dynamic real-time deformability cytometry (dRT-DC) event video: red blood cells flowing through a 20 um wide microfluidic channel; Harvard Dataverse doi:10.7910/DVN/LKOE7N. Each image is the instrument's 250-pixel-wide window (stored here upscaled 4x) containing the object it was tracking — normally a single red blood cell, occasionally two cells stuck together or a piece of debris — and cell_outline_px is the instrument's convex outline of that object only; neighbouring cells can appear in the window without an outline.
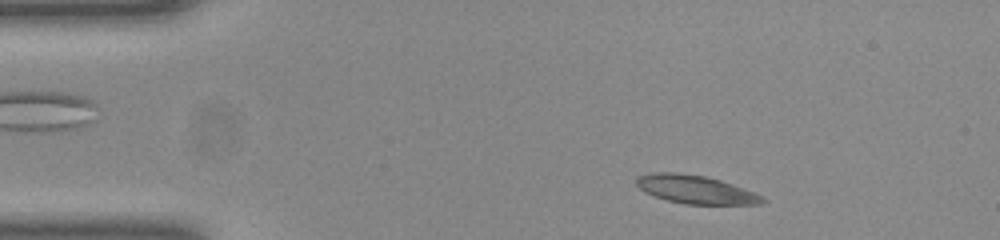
{"species": "common noctule bat (a hibernating species)", "species_latin": "Nyctalus noctula", "temperature_condition": "room temperature", "stored_images_in_passage": 47, "camera_frame_rate_fps": 3000, "um_per_image_px": 0.085, "animal": {"sex": "female", "body_mass_g": 23.0, "forearm_length_mm": 53.4}, "frame": {"image": 1, "passage_image": 4, "time_ms": 1.0, "image_size_px": [1000, 240], "cell_outline_px": [[768, 200], [760, 204], [684, 204], [668, 200], [644, 192], [636, 184], [636, 176], [652, 172], [676, 172], [704, 176], [720, 180], [732, 184], [764, 196]], "centroid_in_image_um": [59.12, 16.1], "position_along_channel_um": 25.9, "area_um2": 20.75}}
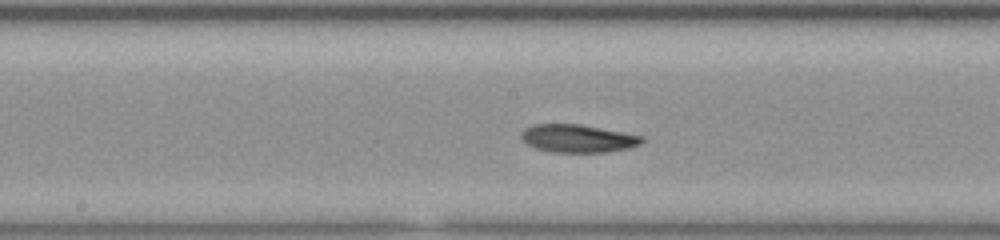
{"frame": {"image": 2, "passage_image": 22, "time_ms": 7.0, "image_size_px": [1000, 240], "cell_outline_px": [[644, 140], [640, 144], [628, 148], [608, 152], [552, 152], [536, 148], [528, 144], [520, 136], [520, 132], [524, 128], [532, 124], [580, 124], [644, 136]], "centroid_in_image_um": [49.1, 11.76], "position_along_channel_um": 199.1, "area_um2": 19.65}}
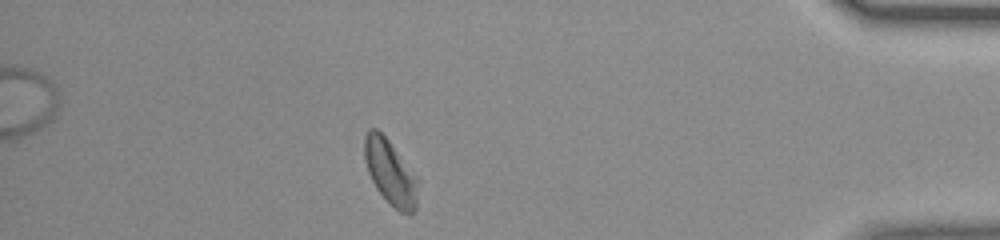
{"frame": {"image": 3, "passage_image": 41, "time_ms": 13.333, "image_size_px": [1000, 240], "cell_outline_px": [[416, 208], [408, 216], [400, 212], [376, 188], [368, 172], [364, 160], [364, 136], [368, 128], [376, 128], [388, 140], [416, 180]], "centroid_in_image_um": [33.1, 14.63], "position_along_channel_um": 402.1, "area_um2": 19.31}, "authors_computed_cell_mechanics": {"area_um2": 19.9988, "velocity_mm_per_s": 3.9355, "shape_relaxation_time_tau1_ms": 5.637, "shape_relaxation_time_tau2_ms": null, "deformation_change_tau1": 0.133, "deformation_change_tau2": null}}